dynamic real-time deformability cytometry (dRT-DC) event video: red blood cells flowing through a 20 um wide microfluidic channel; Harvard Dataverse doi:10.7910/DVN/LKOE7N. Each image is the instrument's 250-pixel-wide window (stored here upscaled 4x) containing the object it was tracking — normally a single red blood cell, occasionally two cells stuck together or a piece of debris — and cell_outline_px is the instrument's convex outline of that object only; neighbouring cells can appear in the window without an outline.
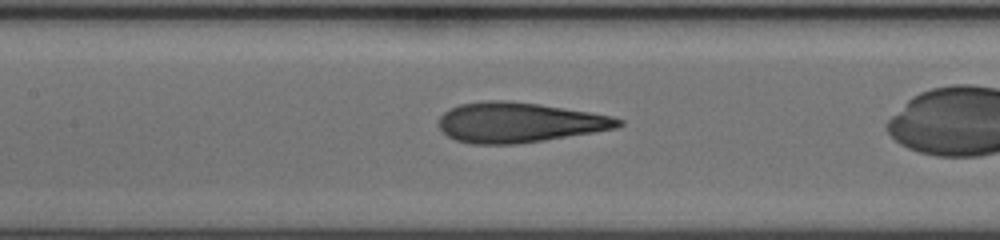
{"species": "human", "species_latin": "Homo sapiens", "temperature_condition": "cold", "stored_images_in_passage": 42, "camera_frame_rate_fps": 3000, "um_per_image_px": 0.085, "donor": {"sex": "female"}, "frame": {"image": 1, "passage_image": 23, "time_ms": 7.333, "image_size_px": [1000, 240], "cell_outline_px": [[624, 124], [616, 128], [544, 140], [516, 144], [472, 144], [456, 140], [448, 136], [440, 128], [440, 116], [444, 112], [460, 104], [484, 100], [508, 100], [540, 104], [612, 116], [624, 120]], "centroid_in_image_um": [44.12, 10.4], "position_along_channel_um": 163.3, "area_um2": 41.67}}
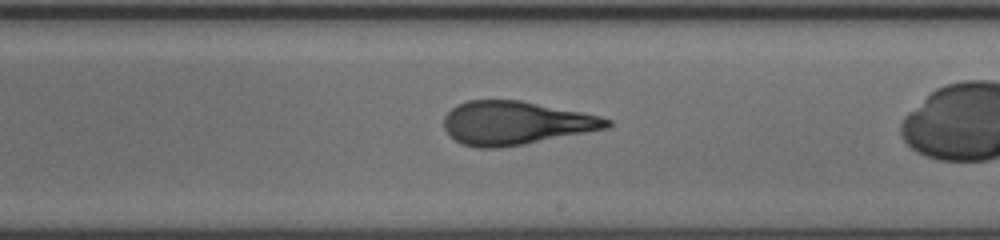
{"frame": {"image": 2, "passage_image": 30, "time_ms": 9.667, "image_size_px": [1000, 240], "cell_outline_px": [[612, 124], [608, 128], [524, 144], [500, 148], [476, 148], [460, 144], [444, 128], [444, 116], [456, 104], [468, 100], [520, 100], [584, 112], [600, 116], [612, 120]], "centroid_in_image_um": [43.83, 10.45], "position_along_channel_um": 245.2, "area_um2": 41.38}}
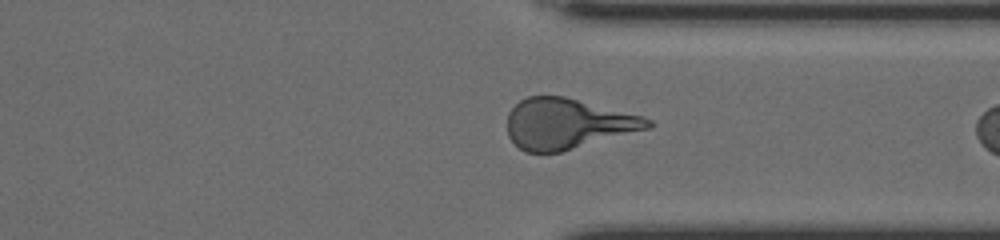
{"frame": {"image": 3, "passage_image": 40, "time_ms": 13.0, "image_size_px": [1000, 240], "cell_outline_px": [[652, 124], [648, 128], [560, 152], [524, 152], [508, 136], [508, 112], [520, 100], [528, 96], [564, 96], [640, 116], [652, 120]], "centroid_in_image_um": [48.17, 10.51], "position_along_channel_um": 363.2, "area_um2": 40.58}}